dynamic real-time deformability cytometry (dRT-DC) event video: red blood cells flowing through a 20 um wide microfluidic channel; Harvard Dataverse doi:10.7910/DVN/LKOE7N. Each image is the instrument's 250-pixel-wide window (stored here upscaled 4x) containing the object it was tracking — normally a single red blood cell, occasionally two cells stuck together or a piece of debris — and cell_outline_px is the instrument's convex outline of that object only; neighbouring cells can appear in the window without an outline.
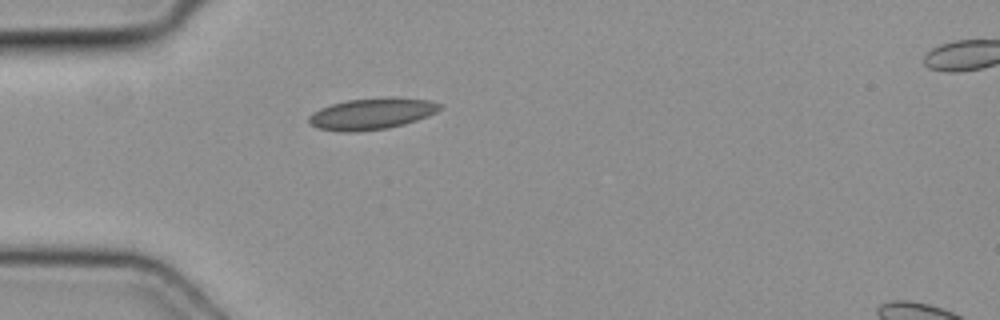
{"species": "common noctule bat (a hibernating species)", "species_latin": "Nyctalus noctula", "temperature_condition": "cold", "stored_images_in_passage": 32, "camera_frame_rate_fps": 3000, "um_per_image_px": 0.085, "animal": {"sex": "female", "body_mass_g": 19.3, "forearm_length_mm": 54.1}, "frame": {"image": 1, "passage_image": 1, "time_ms": 0.0, "image_size_px": [1000, 320], "cell_outline_px": [[440, 108], [436, 112], [428, 116], [404, 124], [388, 128], [356, 132], [340, 132], [316, 128], [308, 124], [308, 116], [312, 112], [320, 108], [332, 104], [348, 100], [388, 96], [392, 96], [428, 100], [440, 104]], "centroid_in_image_um": [31.55, 9.67], "position_along_channel_um": 53.5, "area_um2": 24.22}}
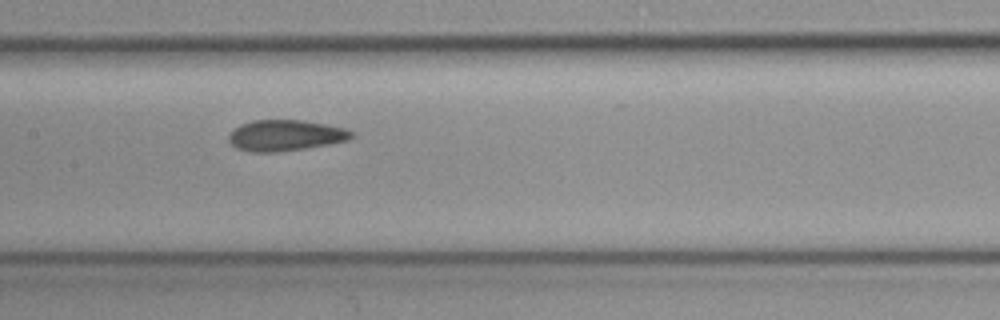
{"frame": {"image": 2, "passage_image": 11, "time_ms": 3.333, "image_size_px": [1000, 320], "cell_outline_px": [[356, 136], [348, 140], [328, 144], [304, 148], [272, 152], [252, 152], [236, 148], [228, 140], [228, 136], [240, 124], [252, 120], [304, 120], [344, 128], [356, 132]], "centroid_in_image_um": [24.28, 11.5], "position_along_channel_um": 183.1, "area_um2": 22.08}}
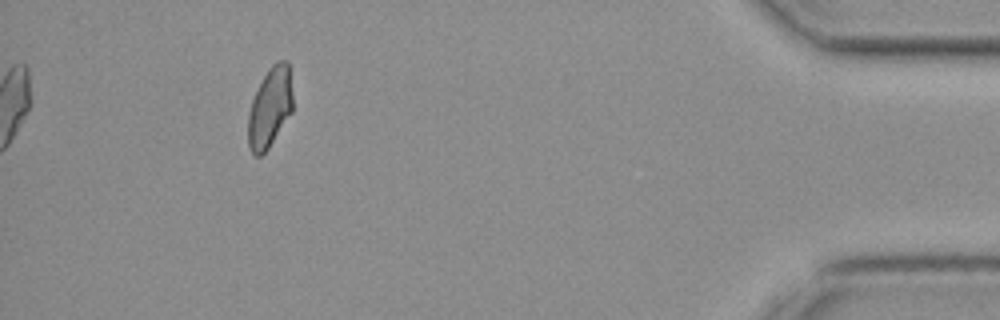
{"frame": {"image": 3, "passage_image": 32, "time_ms": 10.333, "image_size_px": [1000, 320], "cell_outline_px": [[292, 112], [268, 148], [260, 156], [256, 156], [252, 152], [248, 144], [248, 116], [252, 100], [268, 68], [272, 64], [280, 60], [288, 60], [292, 92]], "centroid_in_image_um": [22.95, 9.12], "position_along_channel_um": 412.3, "area_um2": 20.58}}